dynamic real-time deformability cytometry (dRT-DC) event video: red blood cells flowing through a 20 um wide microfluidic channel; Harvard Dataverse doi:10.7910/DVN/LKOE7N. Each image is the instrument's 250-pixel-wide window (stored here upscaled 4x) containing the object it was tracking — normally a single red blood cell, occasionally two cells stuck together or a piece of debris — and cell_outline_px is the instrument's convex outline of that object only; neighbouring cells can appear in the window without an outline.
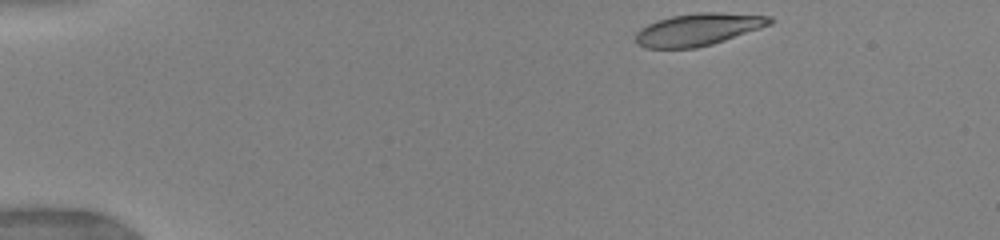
{"species": "human", "species_latin": "Homo sapiens", "temperature_condition": "warm", "stored_images_in_passage": 8, "camera_frame_rate_fps": 3000, "um_per_image_px": 0.085, "donor": {"sex": "female"}, "frame": {"image": 1, "passage_image": 1, "time_ms": 0.0, "image_size_px": [1000, 240], "cell_outline_px": [[776, 20], [772, 24], [712, 44], [696, 48], [644, 48], [636, 44], [636, 32], [640, 28], [656, 20], [672, 16], [696, 12], [720, 12], [772, 16]], "centroid_in_image_um": [59.35, 2.49], "position_along_channel_um": 25.7, "area_um2": 25.37}}
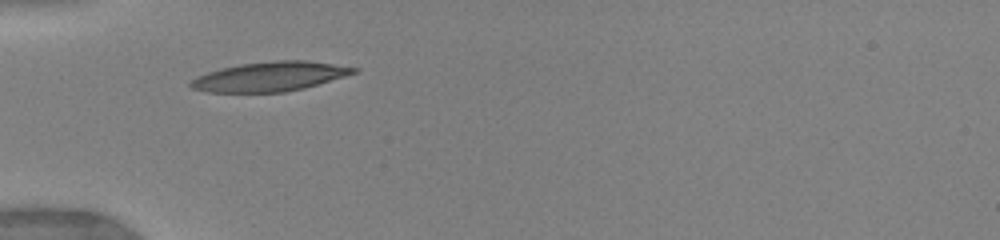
{"frame": {"image": 2, "passage_image": 6, "time_ms": 3.0, "image_size_px": [1000, 240], "cell_outline_px": [[360, 72], [304, 88], [284, 92], [208, 92], [192, 88], [188, 84], [196, 76], [220, 68], [240, 64], [276, 60], [304, 60], [360, 68]], "centroid_in_image_um": [22.96, 6.5], "position_along_channel_um": 62.0, "area_um2": 27.98}}